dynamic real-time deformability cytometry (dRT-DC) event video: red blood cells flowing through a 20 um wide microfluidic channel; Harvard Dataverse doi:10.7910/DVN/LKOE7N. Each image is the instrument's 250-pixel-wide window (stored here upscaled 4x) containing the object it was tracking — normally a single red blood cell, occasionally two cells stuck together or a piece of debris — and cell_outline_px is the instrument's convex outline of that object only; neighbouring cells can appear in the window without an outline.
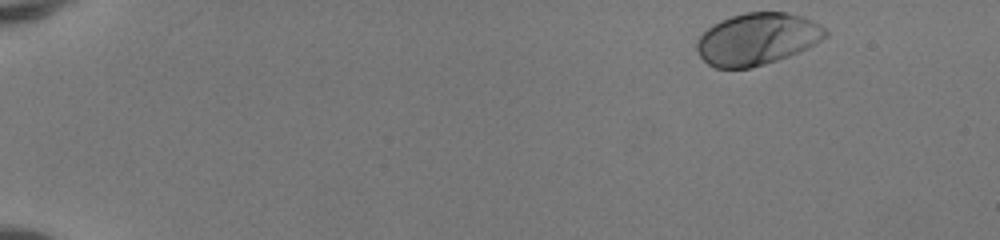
{"species": "human", "species_latin": "Homo sapiens", "temperature_condition": "room temperature", "stored_images_in_passage": 46, "camera_frame_rate_fps": 3000, "um_per_image_px": 0.085, "donor": {"sex": "female"}, "frame": {"image": 1, "passage_image": 1, "time_ms": 0.0, "image_size_px": [1000, 240], "cell_outline_px": [[828, 36], [816, 44], [808, 48], [788, 56], [764, 64], [748, 68], [716, 68], [708, 64], [700, 56], [696, 48], [696, 40], [712, 24], [720, 20], [744, 12], [784, 12], [804, 16], [828, 28]], "centroid_in_image_um": [64.39, 3.3], "position_along_channel_um": 20.6, "area_um2": 39.13}}
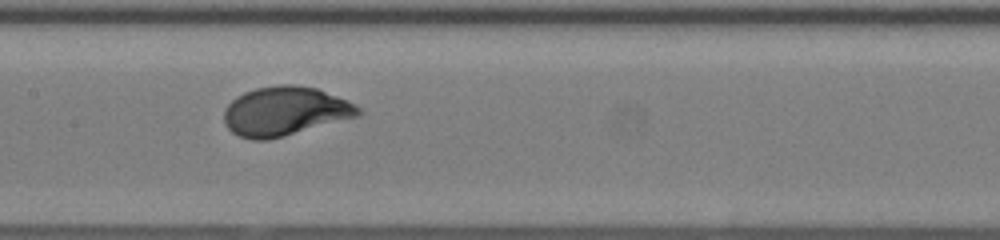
{"frame": {"image": 2, "passage_image": 23, "time_ms": 7.333, "image_size_px": [1000, 240], "cell_outline_px": [[364, 112], [360, 116], [284, 136], [268, 140], [252, 140], [240, 136], [232, 132], [224, 124], [224, 108], [236, 96], [244, 92], [256, 88], [276, 84], [292, 84], [316, 88], [356, 104]], "centroid_in_image_um": [24.22, 9.45], "position_along_channel_um": 183.2, "area_um2": 38.61}}
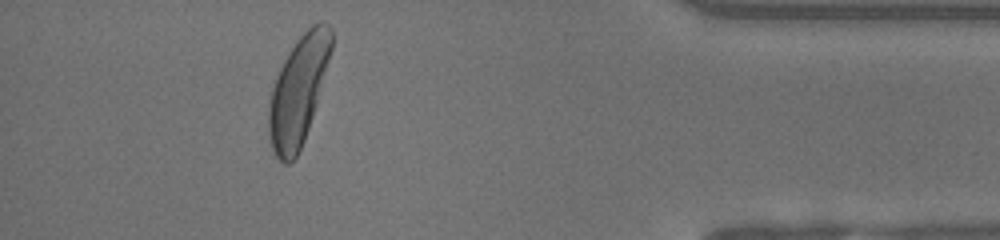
{"frame": {"image": 3, "passage_image": 42, "time_ms": 13.667, "image_size_px": [1000, 240], "cell_outline_px": [[332, 48], [312, 116], [304, 140], [296, 156], [288, 164], [284, 164], [276, 156], [272, 148], [268, 136], [268, 104], [272, 88], [276, 76], [284, 60], [300, 36], [312, 24], [320, 20], [328, 24], [332, 28]], "centroid_in_image_um": [25.33, 7.71], "position_along_channel_um": 409.9, "area_um2": 39.02}, "authors_computed_cell_mechanics": {"area_um2": 38.0035, "velocity_mm_per_s": 4.1383, "shape_relaxation_time_tau1_ms": 2.1477, "shape_relaxation_time_tau2_ms": null, "deformation_change_tau1": 0.1562, "deformation_change_tau2": null}}